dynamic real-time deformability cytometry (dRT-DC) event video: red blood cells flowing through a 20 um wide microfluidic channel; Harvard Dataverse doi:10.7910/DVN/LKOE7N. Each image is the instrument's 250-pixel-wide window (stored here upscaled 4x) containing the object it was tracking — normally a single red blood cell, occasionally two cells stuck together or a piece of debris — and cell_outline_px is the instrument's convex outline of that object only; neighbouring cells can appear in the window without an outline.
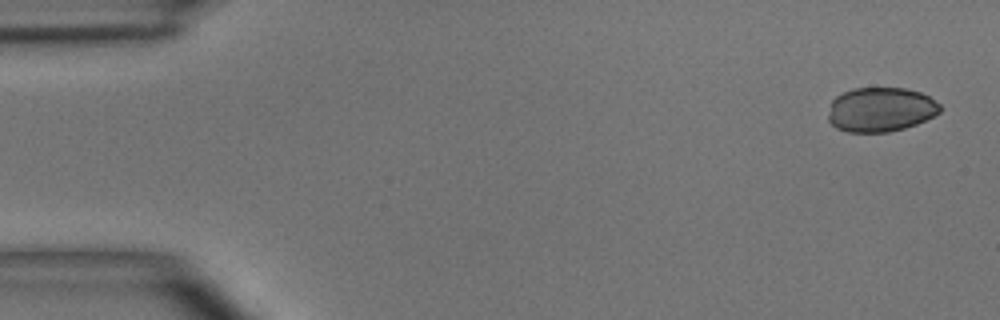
{"species": "common noctule bat (a hibernating species)", "species_latin": "Nyctalus noctula", "temperature_condition": "room temperature", "stored_images_in_passage": 4, "camera_frame_rate_fps": 3000, "um_per_image_px": 0.085, "animal": {"sex": "male", "body_mass_g": 15.6}, "frame": {"image": 1, "passage_image": 1, "time_ms": 0.0, "image_size_px": [1000, 320], "cell_outline_px": [[940, 112], [916, 124], [904, 128], [888, 132], [848, 132], [836, 128], [828, 120], [828, 116], [832, 100], [836, 96], [852, 88], [904, 88], [920, 92], [928, 96], [940, 104]], "centroid_in_image_um": [74.83, 9.31], "position_along_channel_um": 10.2, "area_um2": 28.84}}
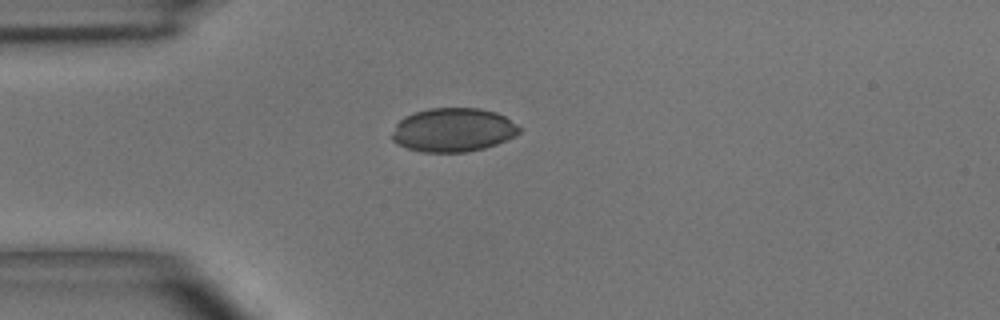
{"frame": {"image": 2, "passage_image": 4, "time_ms": 3.667, "image_size_px": [1000, 320], "cell_outline_px": [[520, 132], [496, 144], [484, 148], [464, 152], [424, 152], [408, 148], [396, 144], [392, 140], [392, 132], [396, 124], [404, 116], [428, 108], [480, 108], [496, 112], [504, 116], [516, 124], [520, 128]], "centroid_in_image_um": [38.48, 11.04], "position_along_channel_um": 46.5, "area_um2": 32.31}}